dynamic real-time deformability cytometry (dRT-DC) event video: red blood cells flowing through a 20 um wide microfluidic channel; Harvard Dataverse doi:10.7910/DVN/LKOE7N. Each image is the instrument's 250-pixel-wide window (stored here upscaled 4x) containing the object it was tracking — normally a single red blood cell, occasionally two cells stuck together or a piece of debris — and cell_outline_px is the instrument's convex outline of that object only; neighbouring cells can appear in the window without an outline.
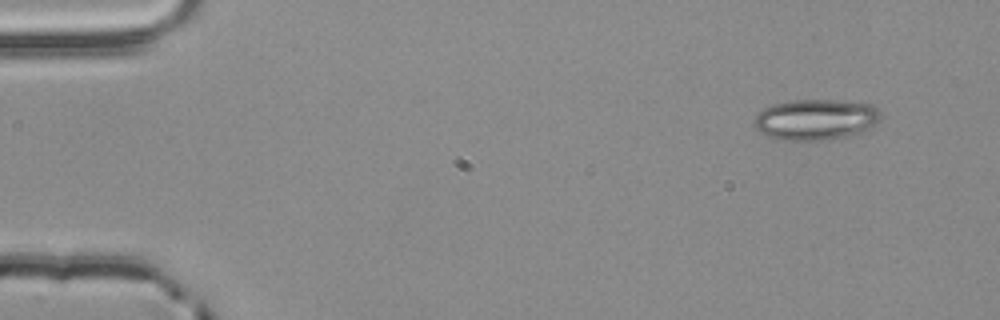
{"species": "common noctule bat (a hibernating species)", "species_latin": "Nyctalus noctula", "temperature_condition": "room temperature", "stored_images_in_passage": 43, "camera_frame_rate_fps": 3000, "um_per_image_px": 0.085, "animal": {"sex": "male", "body_mass_g": 20.4}, "frame": {"image": 1, "passage_image": 1, "time_ms": 0.0, "image_size_px": [1000, 320], "cell_outline_px": [[884, 116], [864, 132], [844, 136], [820, 140], [784, 140], [768, 136], [760, 132], [752, 124], [756, 116], [764, 108], [772, 104], [792, 100], [836, 100], [872, 104], [884, 112]], "centroid_in_image_um": [69.37, 10.14], "position_along_channel_um": 15.6, "area_um2": 30.23}}
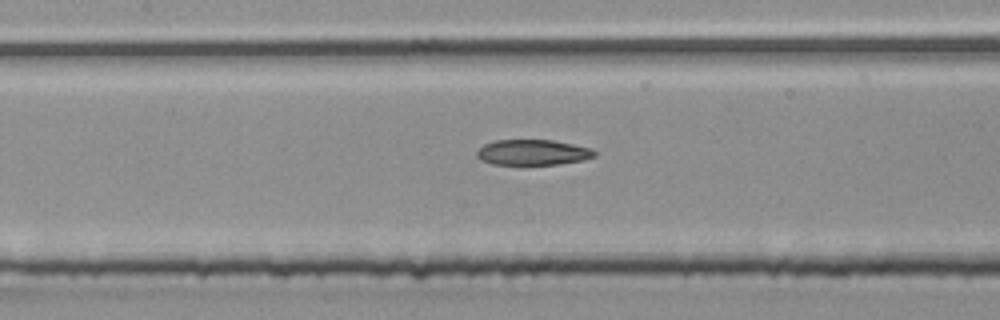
{"frame": {"image": 2, "passage_image": 22, "time_ms": 7.0, "image_size_px": [1000, 320], "cell_outline_px": [[596, 156], [584, 160], [560, 164], [492, 164], [480, 160], [476, 156], [476, 152], [484, 144], [496, 140], [552, 140], [592, 148], [596, 152]], "centroid_in_image_um": [45.29, 12.95], "position_along_channel_um": 162.1, "area_um2": 17.51}}
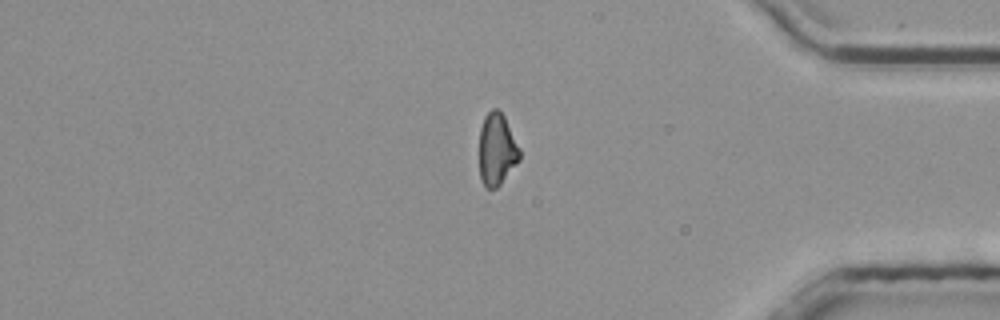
{"frame": {"image": 3, "passage_image": 42, "time_ms": 13.667, "image_size_px": [1000, 320], "cell_outline_px": [[520, 160], [500, 184], [496, 188], [484, 188], [480, 176], [480, 128], [484, 116], [492, 108], [496, 108], [504, 116], [520, 148]], "centroid_in_image_um": [42.23, 12.7], "position_along_channel_um": 393.0, "area_um2": 16.94}}